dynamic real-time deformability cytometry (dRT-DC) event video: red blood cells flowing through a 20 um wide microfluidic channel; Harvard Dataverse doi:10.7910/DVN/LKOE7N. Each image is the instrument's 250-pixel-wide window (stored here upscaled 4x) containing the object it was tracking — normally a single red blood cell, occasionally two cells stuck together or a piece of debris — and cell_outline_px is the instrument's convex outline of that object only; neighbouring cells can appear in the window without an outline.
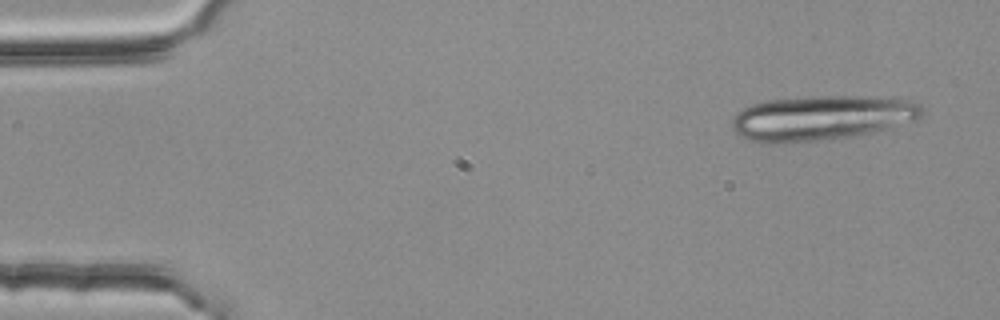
{"species": "common noctule bat (a hibernating species)", "species_latin": "Nyctalus noctula", "temperature_condition": "room temperature", "stored_images_in_passage": 3, "camera_frame_rate_fps": 3000, "um_per_image_px": 0.085, "animal": {"sex": "female", "body_mass_g": 25.1}, "frame": {"image": 1, "passage_image": 1, "time_ms": 0.0, "image_size_px": [1000, 320], "cell_outline_px": [[924, 108], [920, 116], [916, 120], [888, 128], [872, 132], [852, 136], [784, 144], [768, 144], [748, 140], [740, 136], [732, 128], [732, 120], [736, 112], [752, 104], [764, 100], [812, 96], [872, 96], [908, 100], [920, 104]], "centroid_in_image_um": [69.79, 10.02], "position_along_channel_um": 15.2, "area_um2": 50.0}}